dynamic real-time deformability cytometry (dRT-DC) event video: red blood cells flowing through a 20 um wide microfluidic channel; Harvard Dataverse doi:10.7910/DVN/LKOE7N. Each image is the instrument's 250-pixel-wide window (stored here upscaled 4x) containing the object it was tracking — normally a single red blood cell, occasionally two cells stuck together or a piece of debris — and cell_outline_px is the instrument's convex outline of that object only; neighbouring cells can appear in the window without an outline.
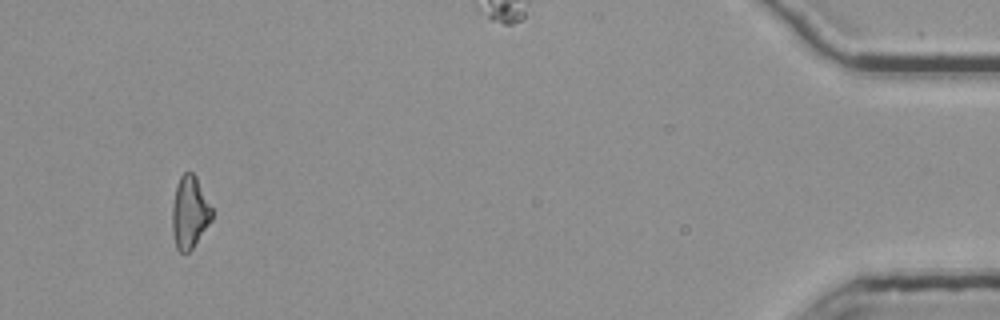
{"species": "common noctule bat (a hibernating species)", "species_latin": "Nyctalus noctula", "temperature_condition": "room temperature", "stored_images_in_passage": 66, "camera_frame_rate_fps": 3000, "um_per_image_px": 0.085, "animal": {"sex": "female", "body_mass_g": 25.1}, "frame": {"image": 1, "passage_image": 64, "time_ms": 21.0, "image_size_px": [1000, 320], "cell_outline_px": [[212, 220], [192, 248], [188, 252], [180, 252], [176, 248], [172, 232], [172, 204], [176, 184], [180, 176], [184, 172], [192, 172], [196, 176], [212, 208]], "centroid_in_image_um": [16.1, 18.04], "position_along_channel_um": 419.1, "area_um2": 16.76}}